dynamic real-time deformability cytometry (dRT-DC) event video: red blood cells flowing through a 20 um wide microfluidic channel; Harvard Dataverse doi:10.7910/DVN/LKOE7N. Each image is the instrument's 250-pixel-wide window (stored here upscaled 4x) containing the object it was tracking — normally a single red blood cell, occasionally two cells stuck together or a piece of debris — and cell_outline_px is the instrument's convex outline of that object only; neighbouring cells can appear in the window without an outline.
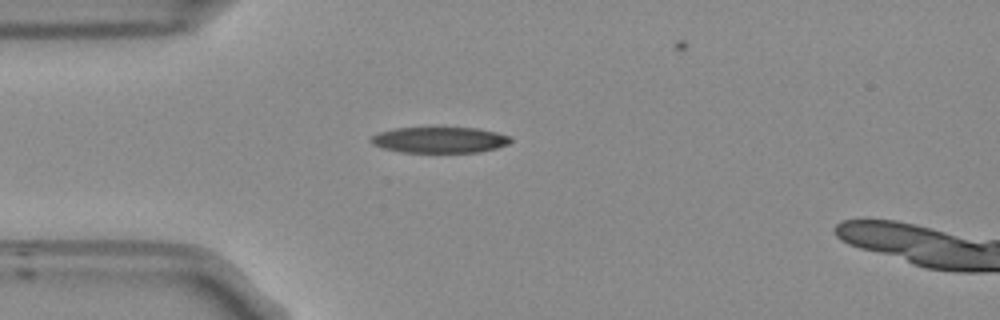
{"species": "Egyptian fruit bat (a non-hibernating species)", "species_latin": "Rousettus aegyptiacus", "temperature_condition": "room temperature", "stored_images_in_passage": 33, "camera_frame_rate_fps": 3000, "um_per_image_px": 0.085, "frame": {"image": 1, "passage_image": 1, "time_ms": 0.0, "image_size_px": [1000, 320], "cell_outline_px": [[512, 140], [508, 144], [496, 148], [480, 152], [400, 152], [384, 148], [372, 144], [368, 140], [372, 136], [380, 132], [396, 128], [476, 128], [496, 132], [512, 136]], "centroid_in_image_um": [37.38, 11.89], "position_along_channel_um": 47.6, "area_um2": 21.04}}
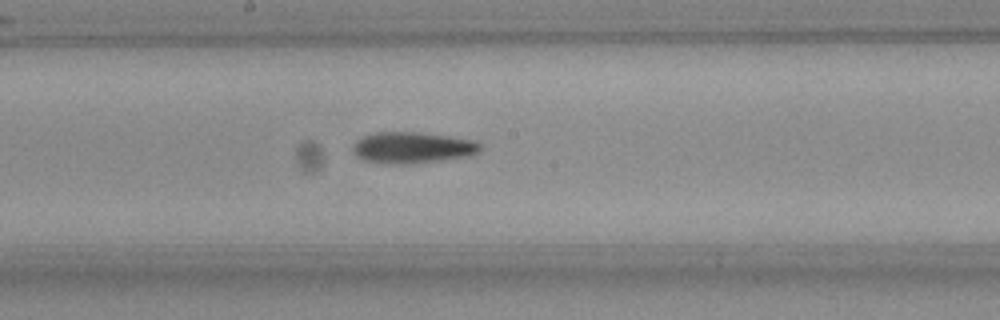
{"frame": {"image": 2, "passage_image": 15, "time_ms": 4.667, "image_size_px": [1000, 320], "cell_outline_px": [[480, 152], [468, 156], [440, 160], [404, 164], [392, 164], [364, 160], [356, 156], [352, 148], [352, 144], [356, 140], [364, 136], [376, 132], [416, 132], [448, 136], [468, 140], [480, 144]], "centroid_in_image_um": [34.99, 12.55], "position_along_channel_um": 213.2, "area_um2": 22.89}}
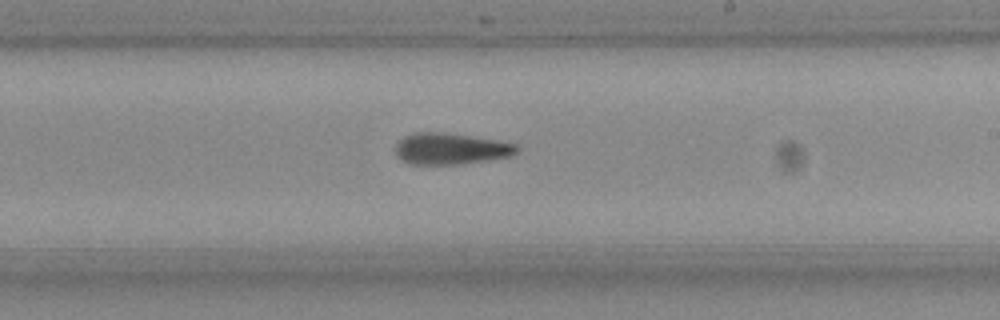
{"frame": {"image": 3, "passage_image": 18, "time_ms": 5.667, "image_size_px": [1000, 320], "cell_outline_px": [[520, 148], [512, 156], [456, 164], [408, 164], [400, 160], [396, 156], [396, 144], [404, 136], [412, 132], [444, 132], [496, 140], [516, 144]], "centroid_in_image_um": [38.26, 12.63], "position_along_channel_um": 250.7, "area_um2": 22.14}}